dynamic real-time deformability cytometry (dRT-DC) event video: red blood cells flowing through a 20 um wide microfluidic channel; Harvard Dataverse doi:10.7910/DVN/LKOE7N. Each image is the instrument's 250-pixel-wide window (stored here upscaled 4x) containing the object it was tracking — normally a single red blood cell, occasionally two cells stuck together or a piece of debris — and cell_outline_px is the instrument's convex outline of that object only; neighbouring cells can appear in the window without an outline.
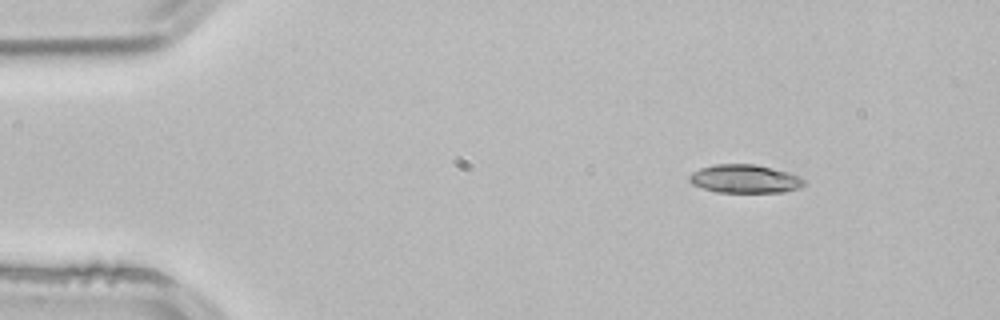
{"species": "common noctule bat (a hibernating species)", "species_latin": "Nyctalus noctula", "temperature_condition": "room temperature", "stored_images_in_passage": 3, "camera_frame_rate_fps": 3000, "um_per_image_px": 0.085, "animal": {"sex": "male", "body_mass_g": 21.5, "forearm_length_mm": 52.0}, "frame": {"image": 1, "passage_image": 1, "time_ms": 0.0, "image_size_px": [1000, 320], "cell_outline_px": [[808, 184], [800, 188], [784, 192], [716, 192], [692, 184], [688, 180], [688, 176], [692, 172], [700, 168], [716, 164], [756, 164], [788, 172], [800, 176], [808, 180]], "centroid_in_image_um": [63.37, 15.2], "position_along_channel_um": 21.6, "area_um2": 19.25}}
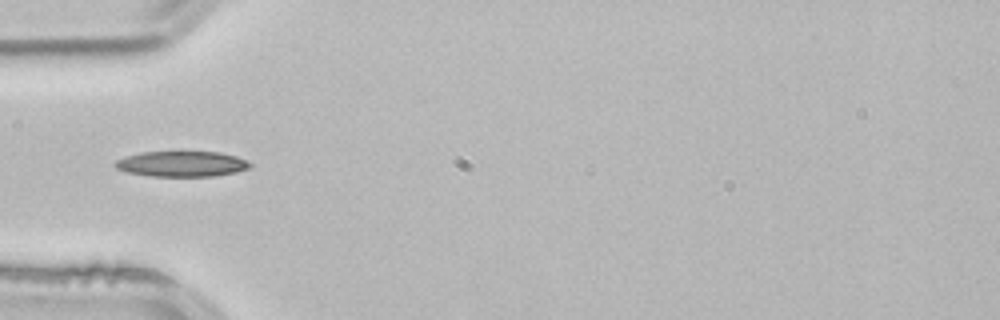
{"frame": {"image": 2, "passage_image": 3, "time_ms": 0.667, "image_size_px": [1000, 320], "cell_outline_px": [[252, 168], [236, 172], [216, 176], [152, 176], [128, 172], [116, 168], [112, 164], [116, 160], [140, 152], [180, 148], [220, 152], [236, 156], [252, 164]], "centroid_in_image_um": [15.46, 13.87], "position_along_channel_um": 69.5, "area_um2": 21.15}}